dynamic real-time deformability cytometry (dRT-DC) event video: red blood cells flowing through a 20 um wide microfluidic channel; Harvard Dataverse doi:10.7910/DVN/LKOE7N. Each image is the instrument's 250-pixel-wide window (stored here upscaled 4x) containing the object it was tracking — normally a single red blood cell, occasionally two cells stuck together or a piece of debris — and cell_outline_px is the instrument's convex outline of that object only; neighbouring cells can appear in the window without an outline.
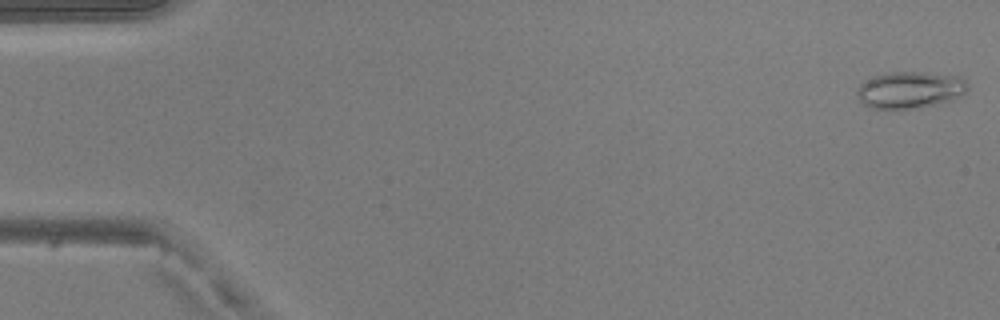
{"species": "common noctule bat (a hibernating species)", "species_latin": "Nyctalus noctula", "temperature_condition": "warm", "stored_images_in_passage": 9, "camera_frame_rate_fps": 3000, "um_per_image_px": 0.085, "animal": {"sex": "male", "body_mass_g": 20.5, "forearm_length_mm": 52.5}, "frame": {"image": 1, "passage_image": 1, "time_ms": 0.0, "image_size_px": [1000, 320], "cell_outline_px": [[968, 88], [964, 92], [952, 100], [916, 108], [872, 108], [864, 104], [856, 96], [856, 88], [860, 84], [876, 76], [888, 72], [920, 72], [960, 76], [968, 84]], "centroid_in_image_um": [77.33, 7.63], "position_along_channel_um": 7.7, "area_um2": 23.41}}